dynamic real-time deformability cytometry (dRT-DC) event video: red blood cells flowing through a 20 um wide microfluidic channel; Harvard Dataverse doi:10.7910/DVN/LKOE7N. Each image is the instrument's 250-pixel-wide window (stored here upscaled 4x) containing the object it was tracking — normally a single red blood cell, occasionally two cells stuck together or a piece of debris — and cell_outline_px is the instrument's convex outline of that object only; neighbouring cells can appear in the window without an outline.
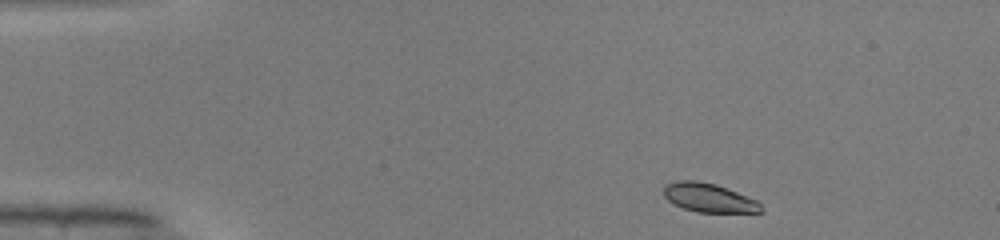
{"species": "common noctule bat (a hibernating species)", "species_latin": "Nyctalus noctula", "temperature_condition": "warm", "stored_images_in_passage": 41, "camera_frame_rate_fps": 3000, "um_per_image_px": 0.085, "animal": {"sex": "male", "body_mass_g": 19.0, "forearm_length_mm": 50.8}, "frame": {"image": 1, "passage_image": 1, "time_ms": 0.0, "image_size_px": [1000, 240], "cell_outline_px": [[764, 212], [696, 212], [684, 208], [668, 200], [664, 196], [664, 184], [680, 180], [696, 180], [716, 184], [756, 200], [760, 204]], "centroid_in_image_um": [60.24, 16.8], "position_along_channel_um": 24.8, "area_um2": 16.18}}
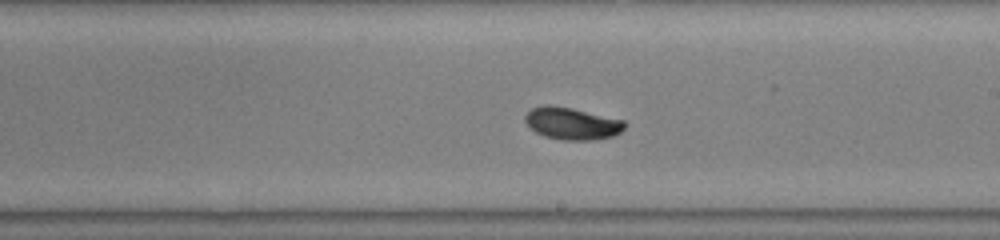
{"frame": {"image": 2, "passage_image": 23, "time_ms": 7.333, "image_size_px": [1000, 240], "cell_outline_px": [[628, 124], [620, 132], [612, 136], [592, 140], [564, 140], [544, 136], [536, 132], [524, 120], [524, 116], [532, 108], [544, 104], [548, 104], [572, 108], [624, 120]], "centroid_in_image_um": [48.62, 10.49], "position_along_channel_um": 240.4, "area_um2": 18.61}}
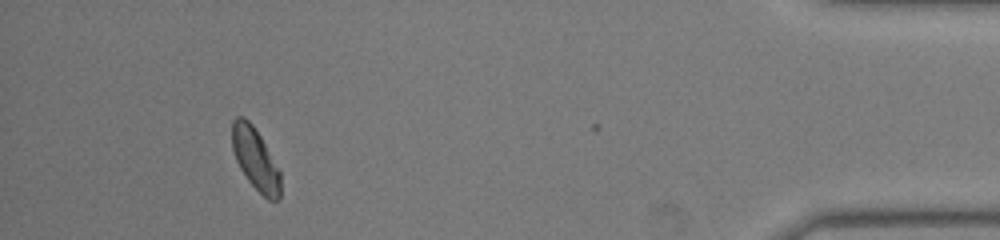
{"frame": {"image": 3, "passage_image": 40, "time_ms": 13.0, "image_size_px": [1000, 240], "cell_outline_px": [[280, 200], [268, 200], [248, 180], [240, 168], [236, 160], [232, 148], [232, 120], [236, 116], [244, 116], [252, 124], [260, 136], [280, 172]], "centroid_in_image_um": [21.69, 13.5], "position_along_channel_um": 413.5, "area_um2": 17.22}, "authors_computed_cell_mechanics": {"area_um2": 17.918, "velocity_mm_per_s": 4.0685, "shape_relaxation_time_tau1_ms": 4.2166, "shape_relaxation_time_tau2_ms": null, "deformation_change_tau1": 0.1506, "deformation_change_tau2": null}}